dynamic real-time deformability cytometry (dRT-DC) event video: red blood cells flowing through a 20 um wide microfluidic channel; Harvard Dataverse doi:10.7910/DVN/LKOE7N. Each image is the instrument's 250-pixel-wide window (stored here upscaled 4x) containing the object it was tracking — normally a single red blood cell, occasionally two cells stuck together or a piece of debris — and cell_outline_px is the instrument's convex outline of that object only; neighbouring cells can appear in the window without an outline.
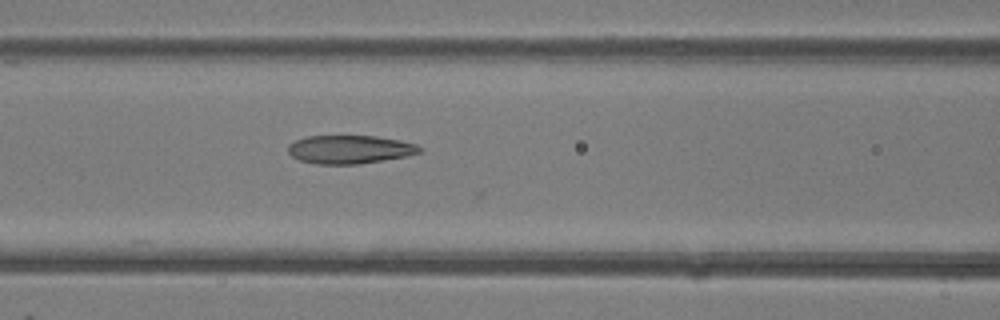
{"species": "common noctule bat (a hibernating species)", "species_latin": "Nyctalus noctula", "temperature_condition": "room temperature", "stored_images_in_passage": 18, "camera_frame_rate_fps": 3000, "um_per_image_px": 0.085, "animal": {"sex": "female"}, "frame": {"image": 1, "passage_image": 6, "time_ms": 1.667, "image_size_px": [1000, 320], "cell_outline_px": [[424, 148], [420, 152], [408, 156], [360, 164], [316, 164], [300, 160], [292, 156], [288, 152], [288, 144], [296, 140], [308, 136], [376, 136], [400, 140], [416, 144]], "centroid_in_image_um": [29.76, 12.7], "position_along_channel_um": 136.8, "area_um2": 21.85}}
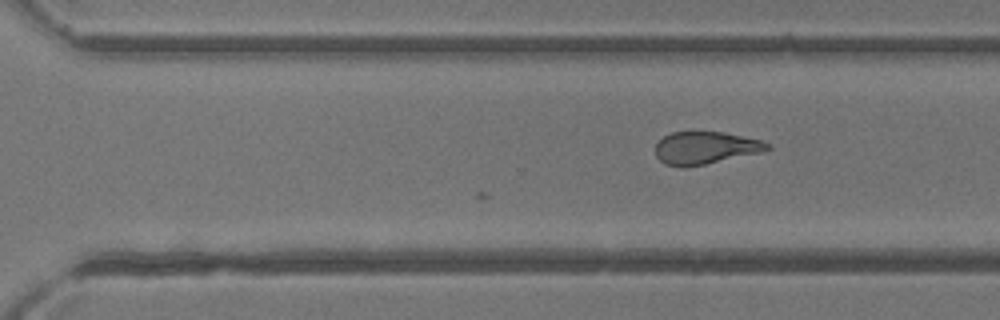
{"frame": {"image": 2, "passage_image": 18, "time_ms": 5.667, "image_size_px": [1000, 320], "cell_outline_px": [[772, 148], [764, 152], [684, 168], [664, 164], [656, 156], [656, 144], [664, 136], [672, 132], [724, 132], [760, 140], [768, 144]], "centroid_in_image_um": [59.96, 12.58], "position_along_channel_um": 310.6, "area_um2": 21.15}}